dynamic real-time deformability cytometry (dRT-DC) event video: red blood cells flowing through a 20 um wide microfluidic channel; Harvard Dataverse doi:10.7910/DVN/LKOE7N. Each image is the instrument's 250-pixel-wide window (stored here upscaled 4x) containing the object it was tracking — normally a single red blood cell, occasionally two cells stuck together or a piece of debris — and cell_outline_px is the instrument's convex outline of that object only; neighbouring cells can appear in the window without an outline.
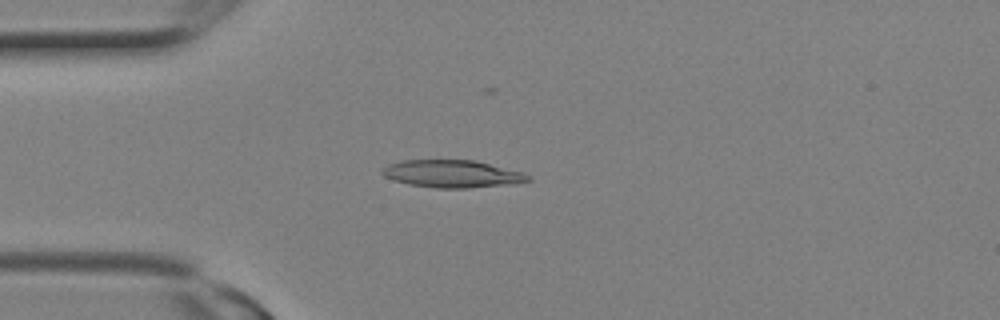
{"species": "Egyptian fruit bat (a non-hibernating species)", "species_latin": "Rousettus aegyptiacus", "temperature_condition": "room temperature", "stored_images_in_passage": 6, "camera_frame_rate_fps": 3000, "um_per_image_px": 0.085, "animal": {"sex": "female"}, "frame": {"image": 1, "passage_image": 2, "time_ms": 0.333, "image_size_px": [1000, 320], "cell_outline_px": [[532, 180], [516, 184], [468, 188], [436, 188], [408, 184], [392, 180], [384, 176], [380, 172], [388, 164], [400, 160], [476, 160], [524, 172], [532, 176]], "centroid_in_image_um": [38.49, 14.78], "position_along_channel_um": 46.5, "area_um2": 23.76}}
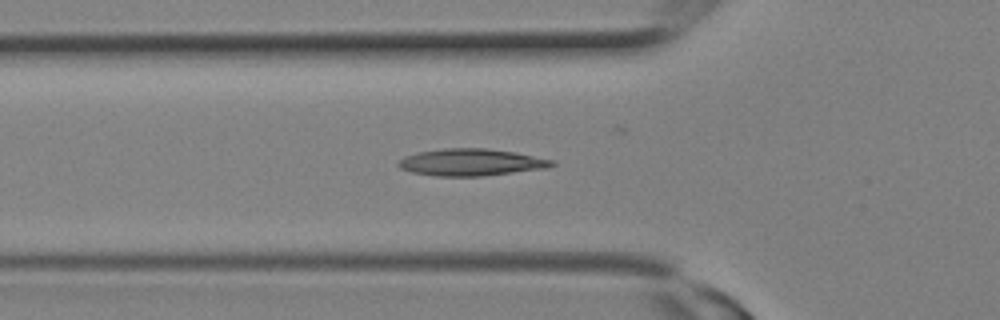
{"frame": {"image": 2, "passage_image": 4, "time_ms": 1.0, "image_size_px": [1000, 320], "cell_outline_px": [[556, 164], [548, 168], [484, 176], [436, 176], [412, 172], [400, 168], [396, 164], [404, 156], [416, 152], [444, 148], [484, 148], [516, 152], [556, 160]], "centroid_in_image_um": [40.07, 13.79], "position_along_channel_um": 85.7, "area_um2": 24.39}}
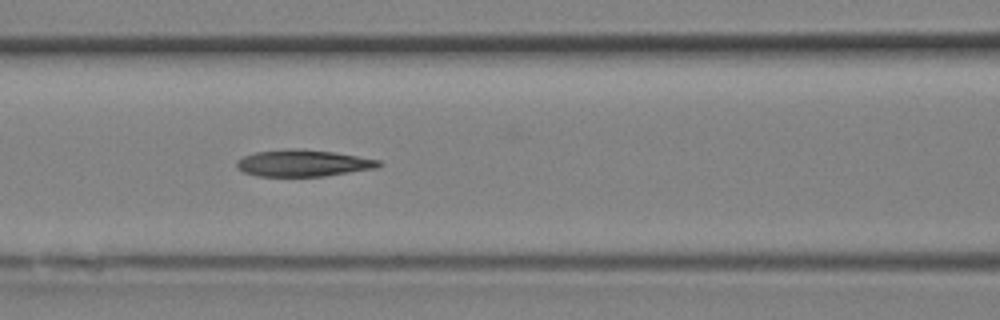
{"frame": {"image": 3, "passage_image": 6, "time_ms": 1.667, "image_size_px": [1000, 320], "cell_outline_px": [[384, 164], [376, 168], [324, 176], [256, 176], [244, 172], [236, 168], [236, 160], [244, 156], [256, 152], [288, 148], [296, 148], [332, 152], [380, 160]], "centroid_in_image_um": [25.74, 13.87], "position_along_channel_um": 140.9, "area_um2": 22.08}}